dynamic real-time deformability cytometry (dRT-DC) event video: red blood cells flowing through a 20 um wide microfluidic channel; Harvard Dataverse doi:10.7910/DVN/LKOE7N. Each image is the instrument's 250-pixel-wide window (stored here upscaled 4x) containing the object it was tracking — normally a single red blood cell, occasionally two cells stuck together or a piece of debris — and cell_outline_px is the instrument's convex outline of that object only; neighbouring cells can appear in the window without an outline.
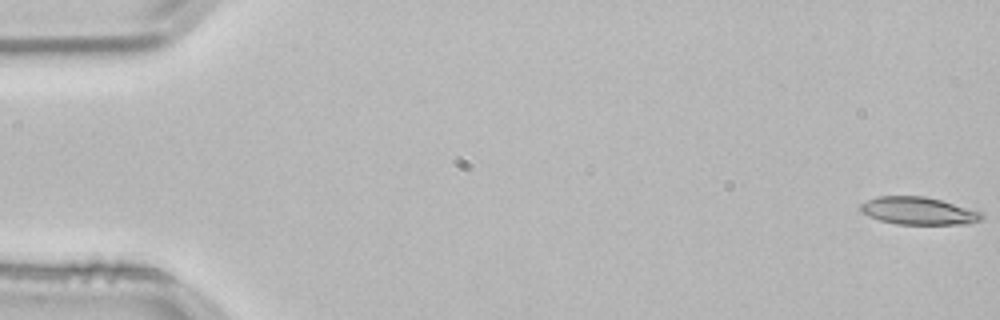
{"species": "common noctule bat (a hibernating species)", "species_latin": "Nyctalus noctula", "temperature_condition": "room temperature", "stored_images_in_passage": 53, "camera_frame_rate_fps": 3000, "um_per_image_px": 0.085, "animal": {"sex": "male", "body_mass_g": 21.5, "forearm_length_mm": 52.0}, "frame": {"image": 1, "passage_image": 1, "time_ms": 0.0, "image_size_px": [1000, 320], "cell_outline_px": [[984, 216], [980, 220], [968, 224], [896, 224], [880, 220], [868, 216], [860, 212], [860, 204], [876, 196], [924, 196], [940, 200], [984, 212]], "centroid_in_image_um": [78.06, 17.92], "position_along_channel_um": 6.9, "area_um2": 19.54}}
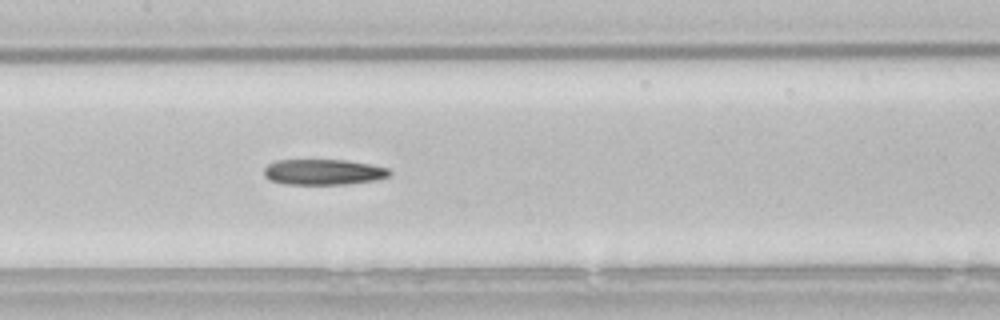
{"frame": {"image": 2, "passage_image": 26, "time_ms": 8.333, "image_size_px": [1000, 320], "cell_outline_px": [[392, 172], [388, 176], [376, 180], [348, 184], [284, 184], [268, 180], [264, 176], [264, 168], [268, 164], [276, 160], [344, 160], [368, 164], [388, 168]], "centroid_in_image_um": [27.45, 14.63], "position_along_channel_um": 179.9, "area_um2": 18.79}}
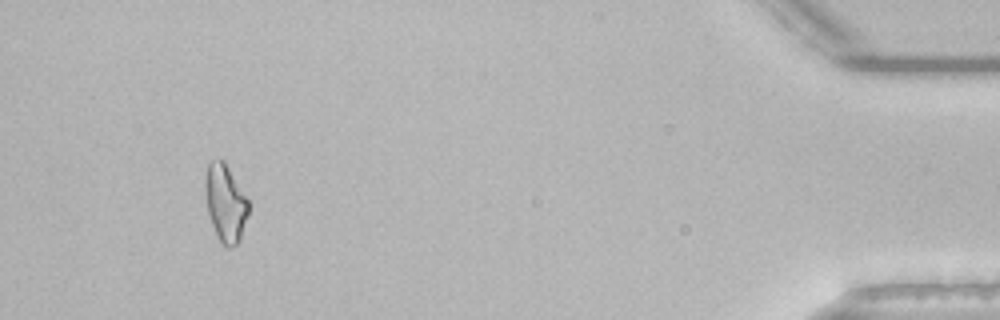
{"frame": {"image": 3, "passage_image": 50, "time_ms": 16.333, "image_size_px": [1000, 320], "cell_outline_px": [[248, 216], [240, 240], [236, 244], [228, 248], [220, 240], [212, 224], [208, 212], [204, 192], [204, 176], [208, 164], [212, 160], [224, 160], [248, 200]], "centroid_in_image_um": [19.14, 17.23], "position_along_channel_um": 416.1, "area_um2": 19.36}}